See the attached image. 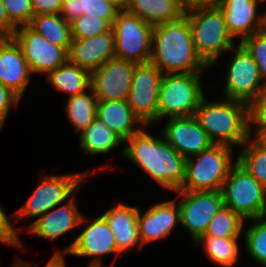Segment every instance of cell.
Segmentation results:
<instances>
[{
    "instance_id": "46",
    "label": "cell",
    "mask_w": 266,
    "mask_h": 267,
    "mask_svg": "<svg viewBox=\"0 0 266 267\" xmlns=\"http://www.w3.org/2000/svg\"><path fill=\"white\" fill-rule=\"evenodd\" d=\"M115 5L119 10H125L129 0H106Z\"/></svg>"
},
{
    "instance_id": "37",
    "label": "cell",
    "mask_w": 266,
    "mask_h": 267,
    "mask_svg": "<svg viewBox=\"0 0 266 267\" xmlns=\"http://www.w3.org/2000/svg\"><path fill=\"white\" fill-rule=\"evenodd\" d=\"M251 125L266 128V87L249 104V128L252 129Z\"/></svg>"
},
{
    "instance_id": "29",
    "label": "cell",
    "mask_w": 266,
    "mask_h": 267,
    "mask_svg": "<svg viewBox=\"0 0 266 267\" xmlns=\"http://www.w3.org/2000/svg\"><path fill=\"white\" fill-rule=\"evenodd\" d=\"M89 93L84 92L75 96L66 97V113L69 122L77 132H83L97 117L98 100L90 88Z\"/></svg>"
},
{
    "instance_id": "21",
    "label": "cell",
    "mask_w": 266,
    "mask_h": 267,
    "mask_svg": "<svg viewBox=\"0 0 266 267\" xmlns=\"http://www.w3.org/2000/svg\"><path fill=\"white\" fill-rule=\"evenodd\" d=\"M176 200L177 198L157 203L142 215L138 209L137 222L143 245L158 239H166L176 227L177 222L180 223V210Z\"/></svg>"
},
{
    "instance_id": "36",
    "label": "cell",
    "mask_w": 266,
    "mask_h": 267,
    "mask_svg": "<svg viewBox=\"0 0 266 267\" xmlns=\"http://www.w3.org/2000/svg\"><path fill=\"white\" fill-rule=\"evenodd\" d=\"M118 12L119 9L106 0H80V16L104 18L113 24Z\"/></svg>"
},
{
    "instance_id": "20",
    "label": "cell",
    "mask_w": 266,
    "mask_h": 267,
    "mask_svg": "<svg viewBox=\"0 0 266 267\" xmlns=\"http://www.w3.org/2000/svg\"><path fill=\"white\" fill-rule=\"evenodd\" d=\"M266 0H221L217 5L222 10L227 29L233 39L245 38L262 30L263 13H257L260 3Z\"/></svg>"
},
{
    "instance_id": "3",
    "label": "cell",
    "mask_w": 266,
    "mask_h": 267,
    "mask_svg": "<svg viewBox=\"0 0 266 267\" xmlns=\"http://www.w3.org/2000/svg\"><path fill=\"white\" fill-rule=\"evenodd\" d=\"M206 98L202 99L194 116L212 142L229 147L242 146L252 134L249 105L226 98L210 102Z\"/></svg>"
},
{
    "instance_id": "48",
    "label": "cell",
    "mask_w": 266,
    "mask_h": 267,
    "mask_svg": "<svg viewBox=\"0 0 266 267\" xmlns=\"http://www.w3.org/2000/svg\"><path fill=\"white\" fill-rule=\"evenodd\" d=\"M261 218L266 221V200H265V205H264V209H263Z\"/></svg>"
},
{
    "instance_id": "47",
    "label": "cell",
    "mask_w": 266,
    "mask_h": 267,
    "mask_svg": "<svg viewBox=\"0 0 266 267\" xmlns=\"http://www.w3.org/2000/svg\"><path fill=\"white\" fill-rule=\"evenodd\" d=\"M262 30L266 33V12L263 13V24H262Z\"/></svg>"
},
{
    "instance_id": "44",
    "label": "cell",
    "mask_w": 266,
    "mask_h": 267,
    "mask_svg": "<svg viewBox=\"0 0 266 267\" xmlns=\"http://www.w3.org/2000/svg\"><path fill=\"white\" fill-rule=\"evenodd\" d=\"M255 132L256 133L252 132L255 135H250V137L254 136L253 138L251 137V139L266 150V128H257Z\"/></svg>"
},
{
    "instance_id": "10",
    "label": "cell",
    "mask_w": 266,
    "mask_h": 267,
    "mask_svg": "<svg viewBox=\"0 0 266 267\" xmlns=\"http://www.w3.org/2000/svg\"><path fill=\"white\" fill-rule=\"evenodd\" d=\"M235 46L231 49V52H234L225 77L223 98L242 101L249 105L266 86L250 53L239 42L237 47Z\"/></svg>"
},
{
    "instance_id": "15",
    "label": "cell",
    "mask_w": 266,
    "mask_h": 267,
    "mask_svg": "<svg viewBox=\"0 0 266 267\" xmlns=\"http://www.w3.org/2000/svg\"><path fill=\"white\" fill-rule=\"evenodd\" d=\"M63 251H67L68 255L76 257L93 256L90 265L101 266V256L113 253L119 256L120 254L113 232L102 215L87 224L84 230L80 231V234Z\"/></svg>"
},
{
    "instance_id": "24",
    "label": "cell",
    "mask_w": 266,
    "mask_h": 267,
    "mask_svg": "<svg viewBox=\"0 0 266 267\" xmlns=\"http://www.w3.org/2000/svg\"><path fill=\"white\" fill-rule=\"evenodd\" d=\"M96 116L124 141L145 126L131 110L127 100L98 101ZM136 125L141 127L135 128Z\"/></svg>"
},
{
    "instance_id": "30",
    "label": "cell",
    "mask_w": 266,
    "mask_h": 267,
    "mask_svg": "<svg viewBox=\"0 0 266 267\" xmlns=\"http://www.w3.org/2000/svg\"><path fill=\"white\" fill-rule=\"evenodd\" d=\"M245 222L239 214L224 205L210 220L208 228L202 236L240 238Z\"/></svg>"
},
{
    "instance_id": "25",
    "label": "cell",
    "mask_w": 266,
    "mask_h": 267,
    "mask_svg": "<svg viewBox=\"0 0 266 267\" xmlns=\"http://www.w3.org/2000/svg\"><path fill=\"white\" fill-rule=\"evenodd\" d=\"M47 80L57 91L67 97L86 92L91 86V72L67 60L57 69L47 73Z\"/></svg>"
},
{
    "instance_id": "7",
    "label": "cell",
    "mask_w": 266,
    "mask_h": 267,
    "mask_svg": "<svg viewBox=\"0 0 266 267\" xmlns=\"http://www.w3.org/2000/svg\"><path fill=\"white\" fill-rule=\"evenodd\" d=\"M221 193L224 205L245 221L261 217L266 189L238 163L231 168L223 182Z\"/></svg>"
},
{
    "instance_id": "40",
    "label": "cell",
    "mask_w": 266,
    "mask_h": 267,
    "mask_svg": "<svg viewBox=\"0 0 266 267\" xmlns=\"http://www.w3.org/2000/svg\"><path fill=\"white\" fill-rule=\"evenodd\" d=\"M34 15L38 14H59L62 0H31Z\"/></svg>"
},
{
    "instance_id": "27",
    "label": "cell",
    "mask_w": 266,
    "mask_h": 267,
    "mask_svg": "<svg viewBox=\"0 0 266 267\" xmlns=\"http://www.w3.org/2000/svg\"><path fill=\"white\" fill-rule=\"evenodd\" d=\"M28 26L53 45L69 50L72 41L71 23L66 22L60 14L34 15Z\"/></svg>"
},
{
    "instance_id": "5",
    "label": "cell",
    "mask_w": 266,
    "mask_h": 267,
    "mask_svg": "<svg viewBox=\"0 0 266 267\" xmlns=\"http://www.w3.org/2000/svg\"><path fill=\"white\" fill-rule=\"evenodd\" d=\"M232 152L233 147L213 144L199 154L186 158L185 179L179 190H221L231 168L237 163V158L232 161Z\"/></svg>"
},
{
    "instance_id": "23",
    "label": "cell",
    "mask_w": 266,
    "mask_h": 267,
    "mask_svg": "<svg viewBox=\"0 0 266 267\" xmlns=\"http://www.w3.org/2000/svg\"><path fill=\"white\" fill-rule=\"evenodd\" d=\"M186 8L181 0H129L126 10L155 26L182 19Z\"/></svg>"
},
{
    "instance_id": "12",
    "label": "cell",
    "mask_w": 266,
    "mask_h": 267,
    "mask_svg": "<svg viewBox=\"0 0 266 267\" xmlns=\"http://www.w3.org/2000/svg\"><path fill=\"white\" fill-rule=\"evenodd\" d=\"M163 73L152 63L136 64L127 103L146 126L156 123L159 85Z\"/></svg>"
},
{
    "instance_id": "8",
    "label": "cell",
    "mask_w": 266,
    "mask_h": 267,
    "mask_svg": "<svg viewBox=\"0 0 266 267\" xmlns=\"http://www.w3.org/2000/svg\"><path fill=\"white\" fill-rule=\"evenodd\" d=\"M112 29L115 36L116 58L135 64L150 62L152 25L125 9L117 13Z\"/></svg>"
},
{
    "instance_id": "6",
    "label": "cell",
    "mask_w": 266,
    "mask_h": 267,
    "mask_svg": "<svg viewBox=\"0 0 266 267\" xmlns=\"http://www.w3.org/2000/svg\"><path fill=\"white\" fill-rule=\"evenodd\" d=\"M198 73L163 74L158 93L157 120L165 117H189L206 96Z\"/></svg>"
},
{
    "instance_id": "33",
    "label": "cell",
    "mask_w": 266,
    "mask_h": 267,
    "mask_svg": "<svg viewBox=\"0 0 266 267\" xmlns=\"http://www.w3.org/2000/svg\"><path fill=\"white\" fill-rule=\"evenodd\" d=\"M113 24L104 18L82 15L71 23L72 39H84L109 32Z\"/></svg>"
},
{
    "instance_id": "31",
    "label": "cell",
    "mask_w": 266,
    "mask_h": 267,
    "mask_svg": "<svg viewBox=\"0 0 266 267\" xmlns=\"http://www.w3.org/2000/svg\"><path fill=\"white\" fill-rule=\"evenodd\" d=\"M237 163L266 187V150L257 145L251 137L241 146Z\"/></svg>"
},
{
    "instance_id": "41",
    "label": "cell",
    "mask_w": 266,
    "mask_h": 267,
    "mask_svg": "<svg viewBox=\"0 0 266 267\" xmlns=\"http://www.w3.org/2000/svg\"><path fill=\"white\" fill-rule=\"evenodd\" d=\"M59 14L66 22L72 23L80 17V0H62Z\"/></svg>"
},
{
    "instance_id": "9",
    "label": "cell",
    "mask_w": 266,
    "mask_h": 267,
    "mask_svg": "<svg viewBox=\"0 0 266 267\" xmlns=\"http://www.w3.org/2000/svg\"><path fill=\"white\" fill-rule=\"evenodd\" d=\"M95 171L65 175H44L26 203L13 215L14 219L40 217L50 209L68 200L80 182Z\"/></svg>"
},
{
    "instance_id": "2",
    "label": "cell",
    "mask_w": 266,
    "mask_h": 267,
    "mask_svg": "<svg viewBox=\"0 0 266 267\" xmlns=\"http://www.w3.org/2000/svg\"><path fill=\"white\" fill-rule=\"evenodd\" d=\"M150 63L163 74L198 73L209 68L195 51L185 16L153 26Z\"/></svg>"
},
{
    "instance_id": "1",
    "label": "cell",
    "mask_w": 266,
    "mask_h": 267,
    "mask_svg": "<svg viewBox=\"0 0 266 267\" xmlns=\"http://www.w3.org/2000/svg\"><path fill=\"white\" fill-rule=\"evenodd\" d=\"M144 127L125 140L122 155L160 186L175 192L185 179L186 158L163 137L149 134Z\"/></svg>"
},
{
    "instance_id": "13",
    "label": "cell",
    "mask_w": 266,
    "mask_h": 267,
    "mask_svg": "<svg viewBox=\"0 0 266 267\" xmlns=\"http://www.w3.org/2000/svg\"><path fill=\"white\" fill-rule=\"evenodd\" d=\"M12 37L20 46L32 74H47L68 60L64 47L53 45L28 25L17 27Z\"/></svg>"
},
{
    "instance_id": "32",
    "label": "cell",
    "mask_w": 266,
    "mask_h": 267,
    "mask_svg": "<svg viewBox=\"0 0 266 267\" xmlns=\"http://www.w3.org/2000/svg\"><path fill=\"white\" fill-rule=\"evenodd\" d=\"M250 220L254 223L243 229L246 252L256 263L266 267V221L261 217Z\"/></svg>"
},
{
    "instance_id": "19",
    "label": "cell",
    "mask_w": 266,
    "mask_h": 267,
    "mask_svg": "<svg viewBox=\"0 0 266 267\" xmlns=\"http://www.w3.org/2000/svg\"><path fill=\"white\" fill-rule=\"evenodd\" d=\"M32 72L23 52L13 37L0 41V83L20 99L31 82Z\"/></svg>"
},
{
    "instance_id": "39",
    "label": "cell",
    "mask_w": 266,
    "mask_h": 267,
    "mask_svg": "<svg viewBox=\"0 0 266 267\" xmlns=\"http://www.w3.org/2000/svg\"><path fill=\"white\" fill-rule=\"evenodd\" d=\"M19 102L20 98L0 83V130H2L10 109L13 106H18Z\"/></svg>"
},
{
    "instance_id": "49",
    "label": "cell",
    "mask_w": 266,
    "mask_h": 267,
    "mask_svg": "<svg viewBox=\"0 0 266 267\" xmlns=\"http://www.w3.org/2000/svg\"><path fill=\"white\" fill-rule=\"evenodd\" d=\"M181 1H183L186 6L190 3V0H181Z\"/></svg>"
},
{
    "instance_id": "11",
    "label": "cell",
    "mask_w": 266,
    "mask_h": 267,
    "mask_svg": "<svg viewBox=\"0 0 266 267\" xmlns=\"http://www.w3.org/2000/svg\"><path fill=\"white\" fill-rule=\"evenodd\" d=\"M180 210V225L187 229L194 243L204 235L210 220L224 206L221 190L182 191L177 190Z\"/></svg>"
},
{
    "instance_id": "51",
    "label": "cell",
    "mask_w": 266,
    "mask_h": 267,
    "mask_svg": "<svg viewBox=\"0 0 266 267\" xmlns=\"http://www.w3.org/2000/svg\"><path fill=\"white\" fill-rule=\"evenodd\" d=\"M3 38H4V36L0 34V41H1Z\"/></svg>"
},
{
    "instance_id": "43",
    "label": "cell",
    "mask_w": 266,
    "mask_h": 267,
    "mask_svg": "<svg viewBox=\"0 0 266 267\" xmlns=\"http://www.w3.org/2000/svg\"><path fill=\"white\" fill-rule=\"evenodd\" d=\"M17 27L9 20L3 0H0V34L12 37Z\"/></svg>"
},
{
    "instance_id": "45",
    "label": "cell",
    "mask_w": 266,
    "mask_h": 267,
    "mask_svg": "<svg viewBox=\"0 0 266 267\" xmlns=\"http://www.w3.org/2000/svg\"><path fill=\"white\" fill-rule=\"evenodd\" d=\"M221 0H190V3L186 7H192L197 5H217Z\"/></svg>"
},
{
    "instance_id": "50",
    "label": "cell",
    "mask_w": 266,
    "mask_h": 267,
    "mask_svg": "<svg viewBox=\"0 0 266 267\" xmlns=\"http://www.w3.org/2000/svg\"><path fill=\"white\" fill-rule=\"evenodd\" d=\"M88 267H104V266H101V265H88Z\"/></svg>"
},
{
    "instance_id": "38",
    "label": "cell",
    "mask_w": 266,
    "mask_h": 267,
    "mask_svg": "<svg viewBox=\"0 0 266 267\" xmlns=\"http://www.w3.org/2000/svg\"><path fill=\"white\" fill-rule=\"evenodd\" d=\"M4 210L0 207V243L15 246L16 248H24L18 235V230L15 229L10 222Z\"/></svg>"
},
{
    "instance_id": "26",
    "label": "cell",
    "mask_w": 266,
    "mask_h": 267,
    "mask_svg": "<svg viewBox=\"0 0 266 267\" xmlns=\"http://www.w3.org/2000/svg\"><path fill=\"white\" fill-rule=\"evenodd\" d=\"M80 147L86 154H107L125 141L101 119L94 121L79 135Z\"/></svg>"
},
{
    "instance_id": "16",
    "label": "cell",
    "mask_w": 266,
    "mask_h": 267,
    "mask_svg": "<svg viewBox=\"0 0 266 267\" xmlns=\"http://www.w3.org/2000/svg\"><path fill=\"white\" fill-rule=\"evenodd\" d=\"M166 123L162 129L164 140L185 158L199 154L214 144L195 116L170 117Z\"/></svg>"
},
{
    "instance_id": "22",
    "label": "cell",
    "mask_w": 266,
    "mask_h": 267,
    "mask_svg": "<svg viewBox=\"0 0 266 267\" xmlns=\"http://www.w3.org/2000/svg\"><path fill=\"white\" fill-rule=\"evenodd\" d=\"M102 216L113 232L117 249L121 255L137 244L138 247H143L138 229L137 207L120 203L106 210Z\"/></svg>"
},
{
    "instance_id": "18",
    "label": "cell",
    "mask_w": 266,
    "mask_h": 267,
    "mask_svg": "<svg viewBox=\"0 0 266 267\" xmlns=\"http://www.w3.org/2000/svg\"><path fill=\"white\" fill-rule=\"evenodd\" d=\"M115 58V36L113 29L95 37L72 39L68 60L93 72L109 59Z\"/></svg>"
},
{
    "instance_id": "42",
    "label": "cell",
    "mask_w": 266,
    "mask_h": 267,
    "mask_svg": "<svg viewBox=\"0 0 266 267\" xmlns=\"http://www.w3.org/2000/svg\"><path fill=\"white\" fill-rule=\"evenodd\" d=\"M65 254H68L67 251L59 250L55 252L50 258V260L47 262V264L44 267H66L67 264H65ZM16 262L11 265V267H36L32 265L31 263H27L26 261H23L21 258H16Z\"/></svg>"
},
{
    "instance_id": "34",
    "label": "cell",
    "mask_w": 266,
    "mask_h": 267,
    "mask_svg": "<svg viewBox=\"0 0 266 267\" xmlns=\"http://www.w3.org/2000/svg\"><path fill=\"white\" fill-rule=\"evenodd\" d=\"M241 44L257 63L261 80L266 86V33L263 30L255 32L245 38Z\"/></svg>"
},
{
    "instance_id": "17",
    "label": "cell",
    "mask_w": 266,
    "mask_h": 267,
    "mask_svg": "<svg viewBox=\"0 0 266 267\" xmlns=\"http://www.w3.org/2000/svg\"><path fill=\"white\" fill-rule=\"evenodd\" d=\"M74 198L73 194L63 202V205L60 203L38 217L27 228L25 227V231L43 239L55 240L69 231L72 232L79 225L87 223V218L79 211Z\"/></svg>"
},
{
    "instance_id": "4",
    "label": "cell",
    "mask_w": 266,
    "mask_h": 267,
    "mask_svg": "<svg viewBox=\"0 0 266 267\" xmlns=\"http://www.w3.org/2000/svg\"><path fill=\"white\" fill-rule=\"evenodd\" d=\"M185 17L191 28L195 51L208 67L216 64L222 52L229 53L235 45L218 5L187 7Z\"/></svg>"
},
{
    "instance_id": "28",
    "label": "cell",
    "mask_w": 266,
    "mask_h": 267,
    "mask_svg": "<svg viewBox=\"0 0 266 267\" xmlns=\"http://www.w3.org/2000/svg\"><path fill=\"white\" fill-rule=\"evenodd\" d=\"M238 239L200 236L193 244L197 247L202 242L204 252L214 264L221 267H233L239 260Z\"/></svg>"
},
{
    "instance_id": "35",
    "label": "cell",
    "mask_w": 266,
    "mask_h": 267,
    "mask_svg": "<svg viewBox=\"0 0 266 267\" xmlns=\"http://www.w3.org/2000/svg\"><path fill=\"white\" fill-rule=\"evenodd\" d=\"M9 20L16 26L28 25L34 16L31 0H3Z\"/></svg>"
},
{
    "instance_id": "14",
    "label": "cell",
    "mask_w": 266,
    "mask_h": 267,
    "mask_svg": "<svg viewBox=\"0 0 266 267\" xmlns=\"http://www.w3.org/2000/svg\"><path fill=\"white\" fill-rule=\"evenodd\" d=\"M135 65L115 57L91 72L90 88L97 100H127Z\"/></svg>"
}]
</instances>
